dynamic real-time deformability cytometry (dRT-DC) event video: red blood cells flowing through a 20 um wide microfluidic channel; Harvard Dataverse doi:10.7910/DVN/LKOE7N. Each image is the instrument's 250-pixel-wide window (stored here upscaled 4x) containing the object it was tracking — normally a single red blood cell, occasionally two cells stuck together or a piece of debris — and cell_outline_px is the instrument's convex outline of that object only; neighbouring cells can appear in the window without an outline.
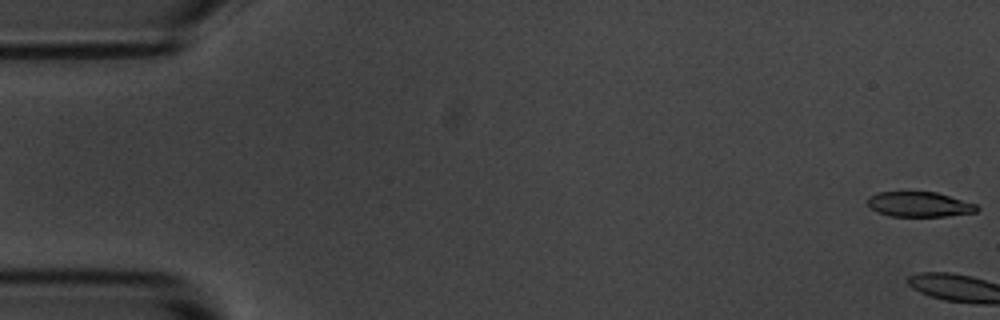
{"species": "common noctule bat (a hibernating species)", "species_latin": "Nyctalus noctula", "temperature_condition": "room temperature", "stored_images_in_passage": 9, "camera_frame_rate_fps": 3000, "um_per_image_px": 0.085, "animal": {"sex": "male", "body_mass_g": 20.1, "forearm_length_mm": 53.5}, "frame": {"image": 1, "passage_image": 1, "time_ms": 0.0, "image_size_px": [1000, 320], "cell_outline_px": [[980, 208], [976, 212], [944, 216], [888, 216], [876, 212], [868, 204], [868, 196], [876, 192], [936, 192], [976, 204]], "centroid_in_image_um": [78.12, 17.37], "position_along_channel_um": 6.9, "area_um2": 15.9}}